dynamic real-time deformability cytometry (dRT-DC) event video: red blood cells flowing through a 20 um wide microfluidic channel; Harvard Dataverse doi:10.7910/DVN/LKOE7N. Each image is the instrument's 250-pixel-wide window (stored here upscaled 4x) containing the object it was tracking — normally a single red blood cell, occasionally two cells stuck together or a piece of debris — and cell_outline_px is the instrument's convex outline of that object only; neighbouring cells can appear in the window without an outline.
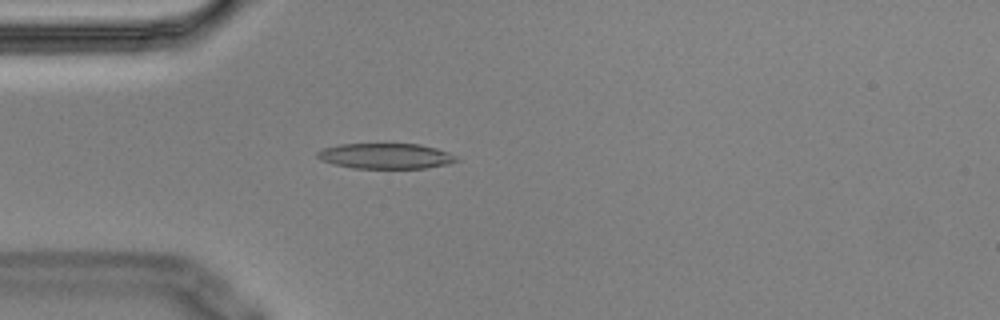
{"species": "Egyptian fruit bat (a non-hibernating species)", "species_latin": "Rousettus aegyptiacus", "temperature_condition": "cold", "stored_images_in_passage": 2, "camera_frame_rate_fps": 3000, "um_per_image_px": 0.085, "animal": {"sex": "male"}, "frame": {"image": 1, "passage_image": 2, "time_ms": 0.333, "image_size_px": [1000, 320], "cell_outline_px": [[460, 160], [448, 164], [424, 168], [352, 168], [332, 164], [320, 160], [316, 156], [316, 152], [324, 148], [340, 144], [420, 144], [436, 148], [448, 152], [456, 156]], "centroid_in_image_um": [32.77, 13.26], "position_along_channel_um": 52.2, "area_um2": 20.69}}